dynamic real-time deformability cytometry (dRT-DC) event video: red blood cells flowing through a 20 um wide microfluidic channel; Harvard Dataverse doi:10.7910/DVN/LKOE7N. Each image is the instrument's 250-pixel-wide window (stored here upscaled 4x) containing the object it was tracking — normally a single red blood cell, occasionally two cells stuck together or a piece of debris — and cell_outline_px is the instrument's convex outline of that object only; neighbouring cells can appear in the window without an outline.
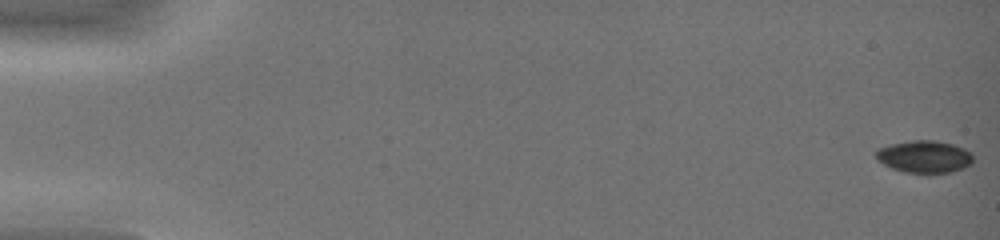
{"species": "common noctule bat (a hibernating species)", "species_latin": "Nyctalus noctula", "temperature_condition": "warm", "stored_images_in_passage": 46, "camera_frame_rate_fps": 3000, "um_per_image_px": 0.085, "animal": {"sex": "female", "body_mass_g": 19.0, "forearm_length_mm": 51.5}, "frame": {"image": 1, "passage_image": 1, "time_ms": 0.0, "image_size_px": [1000, 240], "cell_outline_px": [[972, 164], [964, 168], [948, 172], [904, 172], [892, 168], [876, 160], [876, 148], [892, 144], [912, 140], [936, 140], [952, 144], [964, 148], [972, 152]], "centroid_in_image_um": [78.57, 13.3], "position_along_channel_um": 6.4, "area_um2": 18.21}}
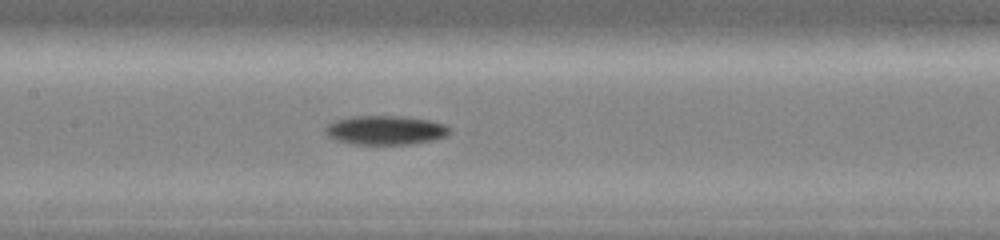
{"frame": {"image": 2, "passage_image": 25, "time_ms": 8.0, "image_size_px": [1000, 240], "cell_outline_px": [[452, 132], [448, 136], [432, 140], [412, 144], [352, 144], [336, 140], [328, 136], [324, 132], [324, 128], [328, 124], [336, 120], [352, 116], [404, 116], [428, 120], [444, 124]], "centroid_in_image_um": [32.76, 11.06], "position_along_channel_um": 174.6, "area_um2": 21.15}}
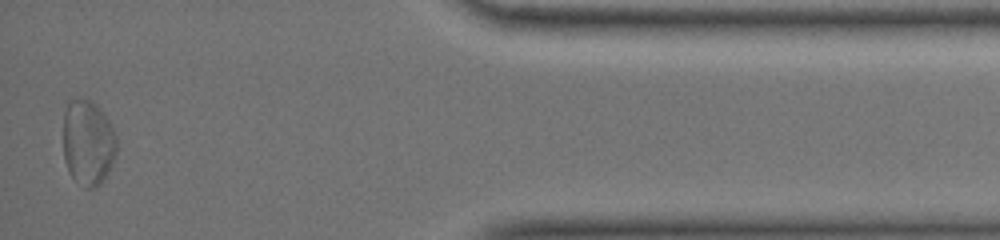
{"frame": {"image": 3, "passage_image": 45, "time_ms": 14.667, "image_size_px": [1000, 240], "cell_outline_px": [[116, 152], [112, 164], [104, 180], [96, 188], [84, 188], [68, 172], [64, 160], [64, 112], [68, 100], [80, 96], [84, 96], [92, 100], [96, 104], [108, 120], [116, 132]], "centroid_in_image_um": [7.47, 12.09], "position_along_channel_um": 427.7, "area_um2": 27.11}, "authors_computed_cell_mechanics": {"area_um2": 19.8543, "velocity_mm_per_s": 4.3854, "shape_relaxation_time_tau1_ms": 1.786, "shape_relaxation_time_tau2_ms": null, "deformation_change_tau1": 0.0921, "deformation_change_tau2": null}}